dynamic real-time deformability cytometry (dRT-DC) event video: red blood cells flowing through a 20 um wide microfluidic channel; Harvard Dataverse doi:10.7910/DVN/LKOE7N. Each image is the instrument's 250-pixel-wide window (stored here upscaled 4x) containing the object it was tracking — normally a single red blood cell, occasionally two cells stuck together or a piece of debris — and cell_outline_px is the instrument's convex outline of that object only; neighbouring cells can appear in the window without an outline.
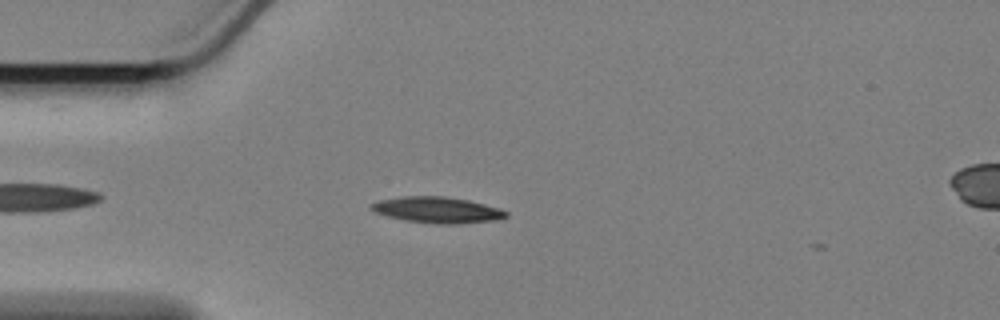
{"species": "Egyptian fruit bat (a non-hibernating species)", "species_latin": "Rousettus aegyptiacus", "temperature_condition": "cold", "stored_images_in_passage": 46, "camera_frame_rate_fps": 3000, "um_per_image_px": 0.085, "animal": {"sex": "female"}, "frame": {"image": 1, "passage_image": 6, "time_ms": 1.667, "image_size_px": [1000, 320], "cell_outline_px": [[508, 216], [496, 220], [456, 224], [436, 224], [404, 220], [388, 216], [376, 212], [368, 208], [368, 204], [380, 200], [400, 196], [444, 196], [468, 200], [500, 208], [508, 212]], "centroid_in_image_um": [37.15, 17.84], "position_along_channel_um": 47.8, "area_um2": 20.58}}
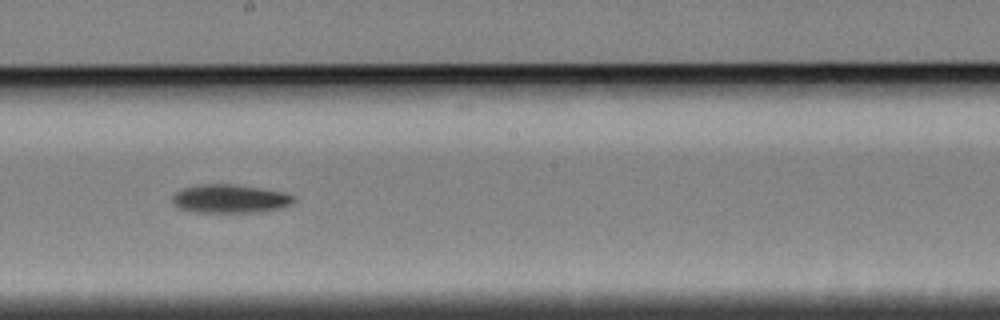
{"frame": {"image": 2, "passage_image": 23, "time_ms": 7.333, "image_size_px": [1000, 320], "cell_outline_px": [[296, 200], [292, 204], [280, 208], [260, 212], [196, 212], [180, 208], [172, 200], [172, 196], [176, 192], [184, 188], [200, 184], [232, 184], [260, 188], [280, 192], [292, 196]], "centroid_in_image_um": [19.55, 16.89], "position_along_channel_um": 228.7, "area_um2": 19.88}}
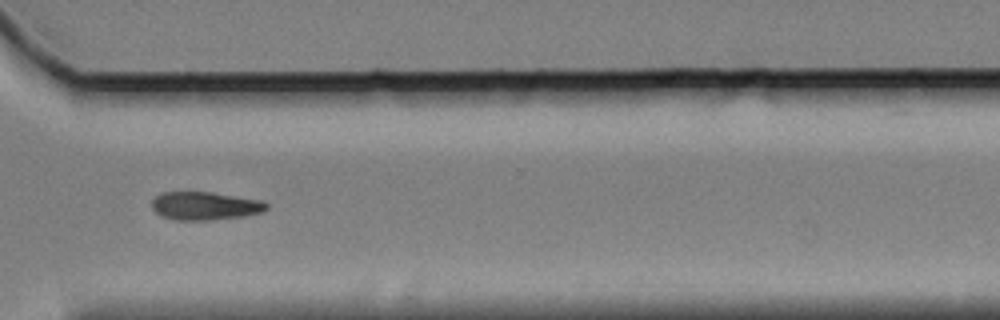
{"frame": {"image": 3, "passage_image": 34, "time_ms": 11.0, "image_size_px": [1000, 320], "cell_outline_px": [[268, 208], [260, 212], [244, 216], [212, 220], [176, 220], [160, 216], [152, 208], [152, 200], [156, 196], [164, 192], [212, 192], [264, 200], [268, 204]], "centroid_in_image_um": [17.44, 17.5], "position_along_channel_um": 353.2, "area_um2": 18.96}, "authors_computed_cell_mechanics": {"area_um2": 19.2763, "velocity_mm_per_s": 3.3957, "shape_relaxation_time_tau1_ms": 4.5863, "shape_relaxation_time_tau2_ms": null, "deformation_change_tau1": 0.1182, "deformation_change_tau2": null}}